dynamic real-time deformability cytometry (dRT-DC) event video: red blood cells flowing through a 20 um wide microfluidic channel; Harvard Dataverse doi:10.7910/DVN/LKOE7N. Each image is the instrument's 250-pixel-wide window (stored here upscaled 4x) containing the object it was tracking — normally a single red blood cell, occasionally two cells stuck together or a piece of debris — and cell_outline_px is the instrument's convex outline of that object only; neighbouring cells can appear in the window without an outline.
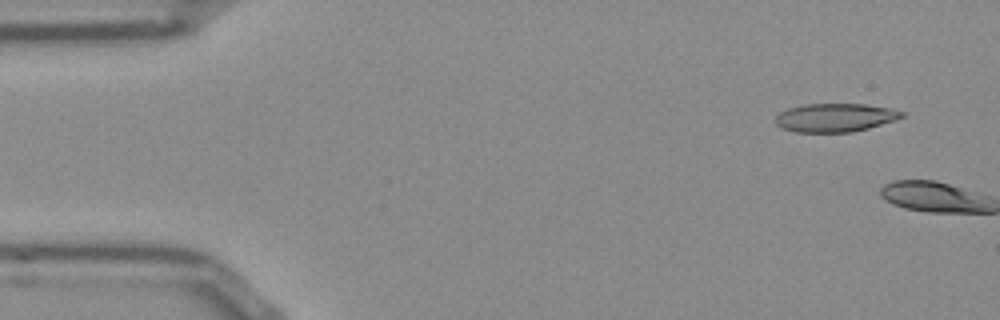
{"species": "Egyptian fruit bat (a non-hibernating species)", "species_latin": "Rousettus aegyptiacus", "temperature_condition": "room temperature", "stored_images_in_passage": 2, "camera_frame_rate_fps": 3000, "um_per_image_px": 0.085, "frame": {"image": 1, "passage_image": 1, "time_ms": 0.0, "image_size_px": [1000, 320], "cell_outline_px": [[904, 116], [896, 120], [868, 128], [852, 132], [796, 132], [780, 128], [776, 124], [776, 116], [780, 112], [788, 108], [804, 104], [868, 104], [892, 108], [904, 112]], "centroid_in_image_um": [71.0, 9.99], "position_along_channel_um": 14.0, "area_um2": 21.1}}